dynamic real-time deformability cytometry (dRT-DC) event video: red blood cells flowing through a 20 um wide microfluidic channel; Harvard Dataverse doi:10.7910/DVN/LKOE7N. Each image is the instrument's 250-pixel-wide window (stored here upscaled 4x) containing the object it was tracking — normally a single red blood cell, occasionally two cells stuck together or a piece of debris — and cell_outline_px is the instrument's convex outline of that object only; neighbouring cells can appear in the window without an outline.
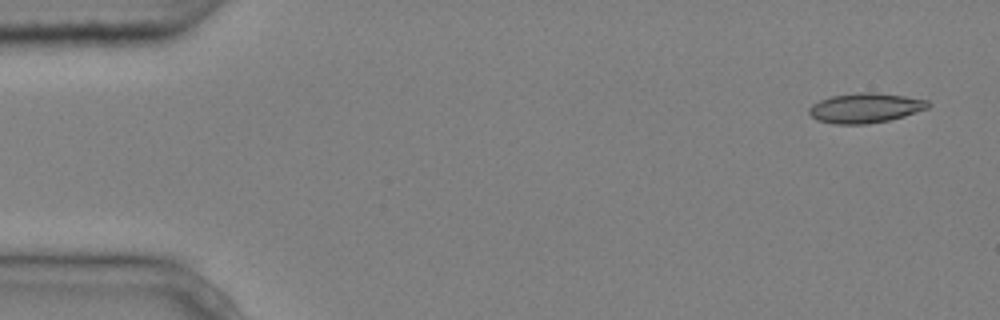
{"species": "common noctule bat (a hibernating species)", "species_latin": "Nyctalus noctula", "temperature_condition": "cold", "stored_images_in_passage": 13, "camera_frame_rate_fps": 3000, "um_per_image_px": 0.085, "animal": {"sex": "male", "body_mass_g": 20.4}, "frame": {"image": 1, "passage_image": 1, "time_ms": 0.0, "image_size_px": [1000, 320], "cell_outline_px": [[932, 104], [928, 108], [904, 116], [888, 120], [868, 124], [836, 124], [816, 120], [808, 112], [808, 108], [812, 104], [820, 100], [832, 96], [860, 92], [872, 92], [904, 96], [928, 100]], "centroid_in_image_um": [73.55, 9.18], "position_along_channel_um": 11.5, "area_um2": 20.63}}
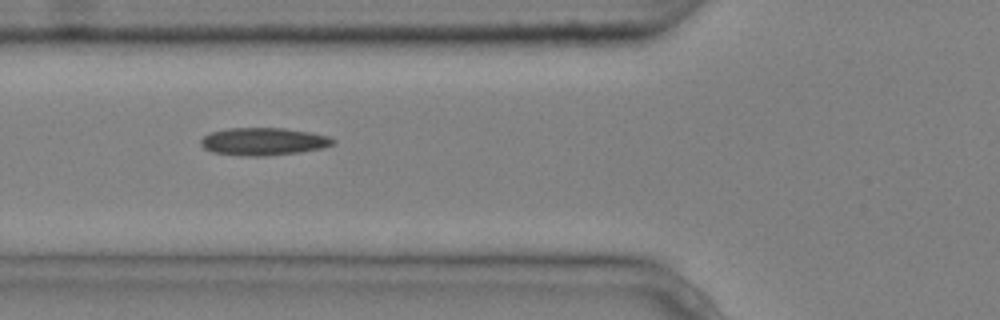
{"frame": {"image": 2, "passage_image": 6, "time_ms": 1.667, "image_size_px": [1000, 320], "cell_outline_px": [[336, 144], [324, 148], [300, 152], [264, 156], [240, 156], [212, 152], [204, 148], [200, 144], [200, 140], [204, 136], [212, 132], [228, 128], [284, 128], [312, 132], [328, 136], [336, 140]], "centroid_in_image_um": [22.43, 12.03], "position_along_channel_um": 103.4, "area_um2": 21.5}}
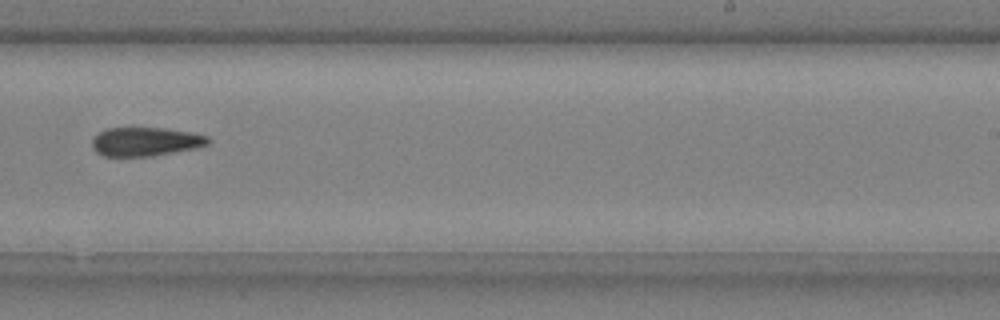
{"frame": {"image": 3, "passage_image": 10, "time_ms": 3.0, "image_size_px": [1000, 320], "cell_outline_px": [[212, 140], [208, 144], [196, 148], [152, 156], [104, 156], [96, 152], [92, 148], [92, 140], [96, 132], [108, 128], [164, 128], [192, 132], [208, 136]], "centroid_in_image_um": [12.36, 12.03], "position_along_channel_um": 276.6, "area_um2": 19.65}}